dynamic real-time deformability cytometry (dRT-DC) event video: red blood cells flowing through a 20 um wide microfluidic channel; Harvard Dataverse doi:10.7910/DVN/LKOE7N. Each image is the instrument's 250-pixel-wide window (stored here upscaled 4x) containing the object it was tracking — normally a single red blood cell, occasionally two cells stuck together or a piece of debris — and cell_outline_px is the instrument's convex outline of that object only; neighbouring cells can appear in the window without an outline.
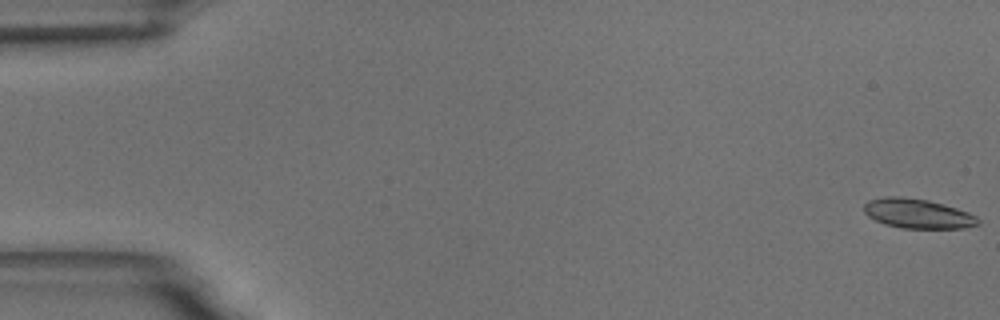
{"species": "common noctule bat (a hibernating species)", "species_latin": "Nyctalus noctula", "temperature_condition": "room temperature", "stored_images_in_passage": 56, "camera_frame_rate_fps": 3000, "um_per_image_px": 0.085, "animal": {"sex": "male", "body_mass_g": 18.8}, "frame": {"image": 1, "passage_image": 1, "time_ms": 0.0, "image_size_px": [1000, 320], "cell_outline_px": [[980, 224], [964, 228], [900, 228], [884, 224], [868, 216], [864, 212], [864, 204], [868, 200], [884, 196], [900, 196], [928, 200], [944, 204], [968, 212], [976, 216], [980, 220]], "centroid_in_image_um": [77.99, 18.15], "position_along_channel_um": 7.0, "area_um2": 19.77}}
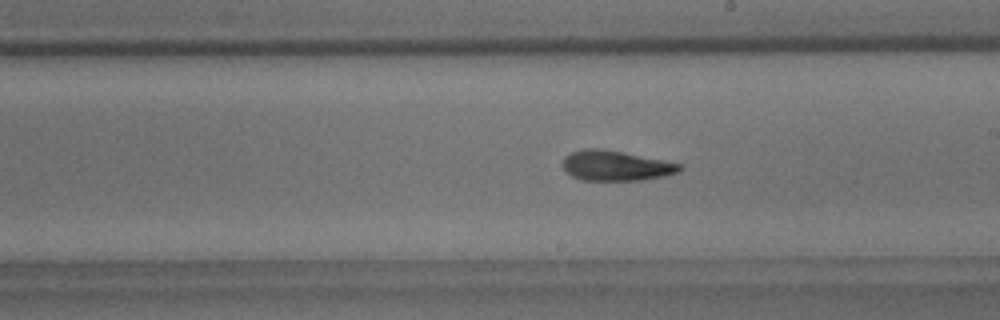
{"frame": {"image": 2, "passage_image": 32, "time_ms": 10.333, "image_size_px": [1000, 320], "cell_outline_px": [[684, 168], [680, 172], [664, 176], [640, 180], [580, 180], [572, 176], [564, 168], [564, 156], [572, 152], [584, 148], [600, 148], [664, 160], [684, 164]], "centroid_in_image_um": [52.39, 14.08], "position_along_channel_um": 236.6, "area_um2": 20.52}}
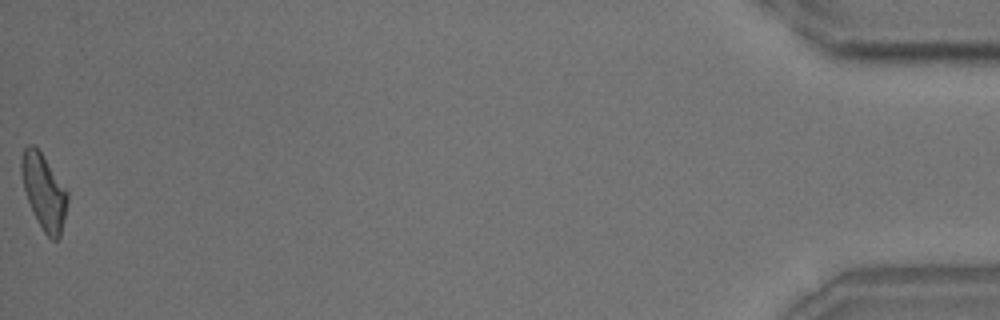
{"frame": {"image": 3, "passage_image": 56, "time_ms": 18.333, "image_size_px": [1000, 320], "cell_outline_px": [[68, 200], [64, 220], [60, 236], [56, 240], [52, 240], [44, 232], [28, 200], [24, 188], [20, 172], [20, 164], [24, 148], [28, 144], [32, 144], [40, 152], [68, 192]], "centroid_in_image_um": [3.73, 16.29], "position_along_channel_um": 431.5, "area_um2": 19.65}, "authors_computed_cell_mechanics": {"area_um2": 20.0566, "velocity_mm_per_s": 3.6677, "shape_relaxation_time_tau1_ms": 8.3215, "shape_relaxation_time_tau2_ms": 1.5037, "deformation_change_tau1": 0.194, "deformation_change_tau2": 0.0964}}